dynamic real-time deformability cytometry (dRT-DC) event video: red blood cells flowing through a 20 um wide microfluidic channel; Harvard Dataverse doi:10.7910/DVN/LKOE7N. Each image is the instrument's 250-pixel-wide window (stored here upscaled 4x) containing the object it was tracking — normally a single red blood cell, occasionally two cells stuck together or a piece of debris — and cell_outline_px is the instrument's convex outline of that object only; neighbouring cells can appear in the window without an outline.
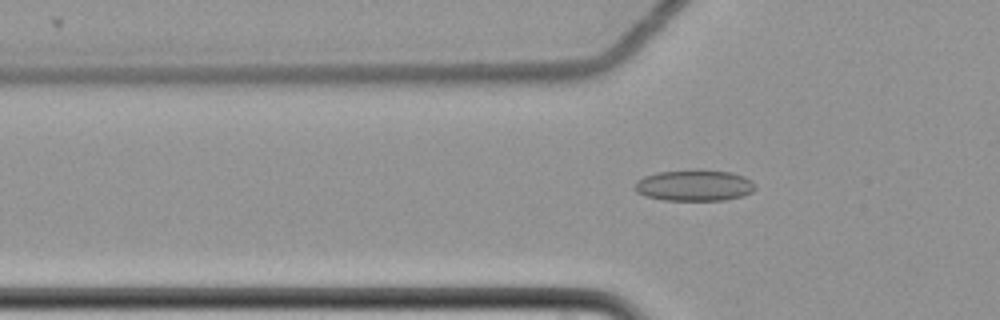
{"species": "common noctule bat (a hibernating species)", "species_latin": "Nyctalus noctula", "temperature_condition": "cold", "stored_images_in_passage": 61, "camera_frame_rate_fps": 3000, "um_per_image_px": 0.085, "animal": {"sex": "female", "body_mass_g": 22.7, "forearm_length_mm": 54.2}, "frame": {"image": 1, "passage_image": 22, "time_ms": 7.0, "image_size_px": [1000, 320], "cell_outline_px": [[756, 188], [752, 192], [740, 196], [724, 200], [664, 200], [644, 196], [636, 192], [632, 188], [636, 180], [644, 176], [656, 172], [692, 168], [700, 168], [732, 172], [744, 176], [752, 180], [756, 184]], "centroid_in_image_um": [58.99, 15.72], "position_along_channel_um": 66.8, "area_um2": 22.66}}
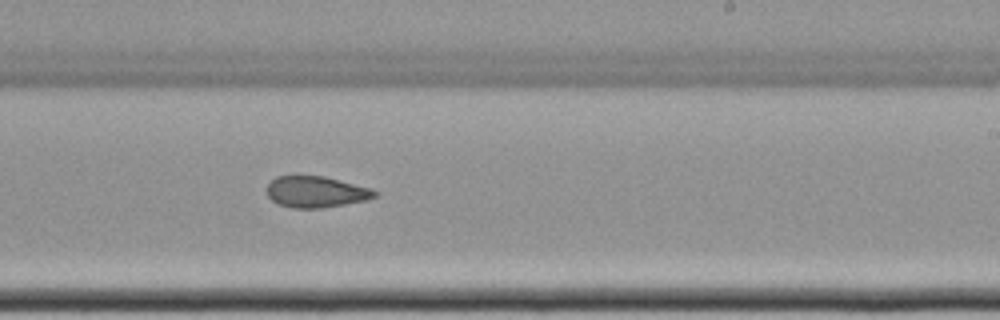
{"frame": {"image": 2, "passage_image": 39, "time_ms": 12.667, "image_size_px": [1000, 320], "cell_outline_px": [[376, 196], [368, 200], [320, 208], [292, 208], [280, 204], [272, 200], [268, 196], [268, 184], [276, 176], [324, 176], [372, 188], [376, 192]], "centroid_in_image_um": [26.88, 16.31], "position_along_channel_um": 262.1, "area_um2": 19.48}}
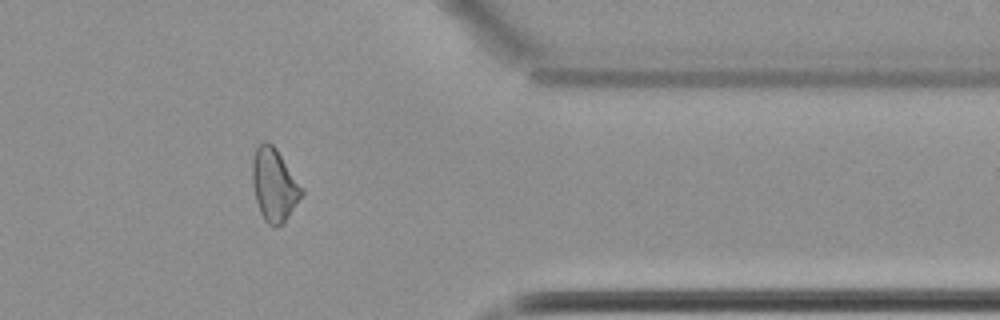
{"frame": {"image": 3, "passage_image": 51, "time_ms": 16.667, "image_size_px": [1000, 320], "cell_outline_px": [[304, 192], [284, 224], [276, 228], [268, 224], [264, 220], [260, 212], [256, 200], [252, 184], [252, 160], [256, 148], [264, 140], [268, 140], [276, 148], [304, 188]], "centroid_in_image_um": [23.31, 15.72], "position_along_channel_um": 388.1, "area_um2": 21.21}, "authors_computed_cell_mechanics": {"area_um2": 21.2704, "velocity_mm_per_s": 3.497, "shape_relaxation_time_tau1_ms": null, "shape_relaxation_time_tau2_ms": 3.2387, "deformation_change_tau1": null, "deformation_change_tau2": 0.0902}}